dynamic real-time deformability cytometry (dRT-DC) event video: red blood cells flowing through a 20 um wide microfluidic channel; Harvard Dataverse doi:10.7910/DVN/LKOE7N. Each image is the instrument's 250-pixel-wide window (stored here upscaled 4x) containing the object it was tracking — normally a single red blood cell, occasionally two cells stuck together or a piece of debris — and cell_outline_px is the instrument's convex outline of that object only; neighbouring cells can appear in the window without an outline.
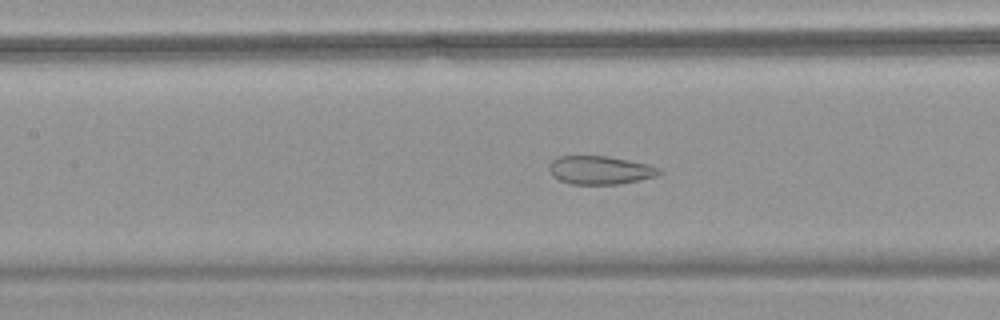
{"species": "common noctule bat (a hibernating species)", "species_latin": "Nyctalus noctula", "temperature_condition": "warm", "stored_images_in_passage": 47, "camera_frame_rate_fps": 3000, "um_per_image_px": 0.085, "animal": {"sex": "female", "body_mass_g": 18.4}, "frame": {"image": 1, "passage_image": 18, "time_ms": 5.667, "image_size_px": [1000, 320], "cell_outline_px": [[660, 172], [656, 176], [640, 180], [620, 184], [572, 184], [560, 180], [552, 176], [548, 172], [548, 164], [556, 156], [608, 156], [648, 164], [660, 168]], "centroid_in_image_um": [50.96, 14.46], "position_along_channel_um": 156.4, "area_um2": 18.32}}
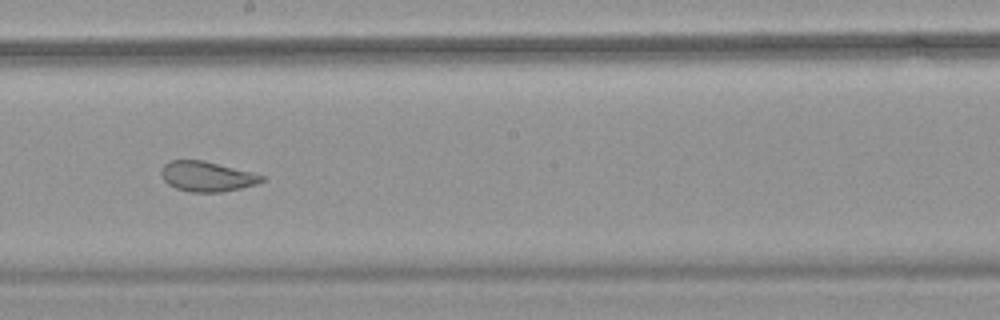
{"frame": {"image": 2, "passage_image": 24, "time_ms": 7.667, "image_size_px": [1000, 320], "cell_outline_px": [[264, 180], [256, 184], [240, 188], [220, 192], [188, 192], [176, 188], [168, 184], [164, 180], [160, 172], [160, 168], [168, 160], [204, 160], [252, 172], [264, 176]], "centroid_in_image_um": [17.55, 14.99], "position_along_channel_um": 230.7, "area_um2": 17.69}}
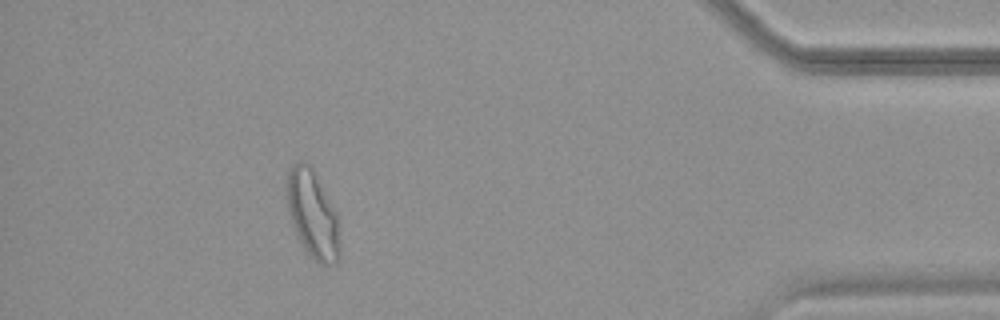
{"frame": {"image": 3, "passage_image": 42, "time_ms": 13.667, "image_size_px": [1000, 320], "cell_outline_px": [[340, 256], [336, 264], [320, 264], [304, 248], [292, 224], [288, 208], [284, 188], [288, 172], [292, 164], [300, 160], [308, 164], [312, 168], [336, 212], [340, 248]], "centroid_in_image_um": [26.55, 18.19], "position_along_channel_um": 408.7, "area_um2": 26.88}, "authors_computed_cell_mechanics": {"area_um2": 23.3512, "velocity_mm_per_s": 3.7293, "shape_relaxation_time_tau1_ms": null, "shape_relaxation_time_tau2_ms": 1.1382, "deformation_change_tau1": null, "deformation_change_tau2": 0.0762}}